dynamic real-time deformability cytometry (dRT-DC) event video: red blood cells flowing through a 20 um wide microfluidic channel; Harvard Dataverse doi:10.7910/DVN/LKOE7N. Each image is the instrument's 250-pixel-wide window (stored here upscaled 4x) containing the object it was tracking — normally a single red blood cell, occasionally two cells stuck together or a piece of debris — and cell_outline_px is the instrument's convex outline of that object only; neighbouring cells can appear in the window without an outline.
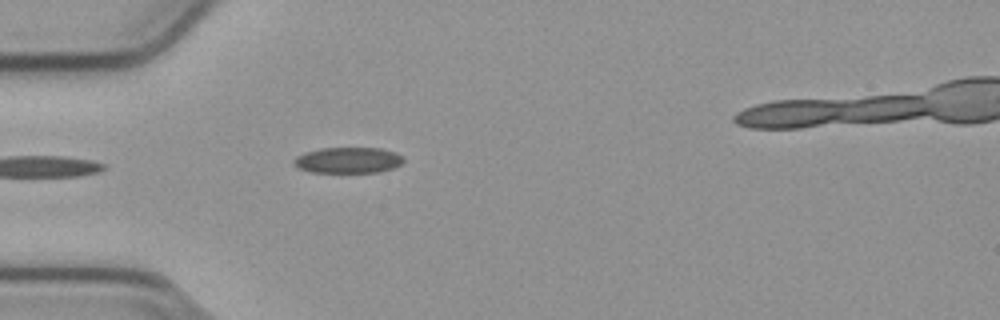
{"species": "common noctule bat (a hibernating species)", "species_latin": "Nyctalus noctula", "temperature_condition": "cold", "stored_images_in_passage": 25, "camera_frame_rate_fps": 3000, "um_per_image_px": 0.085, "animal": {"sex": "male", "body_mass_g": 23.1, "forearm_length_mm": 52.7}, "frame": {"image": 1, "passage_image": 1, "time_ms": 0.0, "image_size_px": [1000, 320], "cell_outline_px": [[404, 160], [400, 164], [392, 168], [380, 172], [312, 172], [300, 168], [292, 160], [296, 156], [320, 148], [380, 148], [396, 152]], "centroid_in_image_um": [29.6, 13.61], "position_along_channel_um": 55.4, "area_um2": 16.3}}
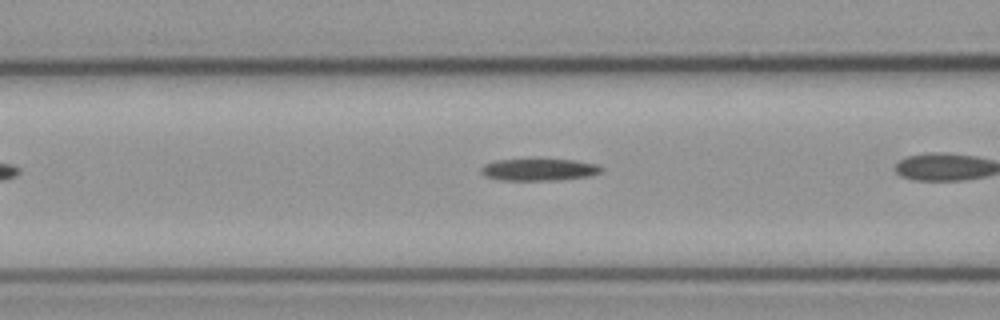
{"frame": {"image": 2, "passage_image": 4, "time_ms": 1.0, "image_size_px": [1000, 320], "cell_outline_px": [[604, 168], [600, 172], [588, 176], [556, 180], [500, 180], [488, 176], [480, 172], [480, 168], [484, 164], [496, 160], [576, 160], [600, 164]], "centroid_in_image_um": [45.85, 14.42], "position_along_channel_um": 120.8, "area_um2": 15.26}}